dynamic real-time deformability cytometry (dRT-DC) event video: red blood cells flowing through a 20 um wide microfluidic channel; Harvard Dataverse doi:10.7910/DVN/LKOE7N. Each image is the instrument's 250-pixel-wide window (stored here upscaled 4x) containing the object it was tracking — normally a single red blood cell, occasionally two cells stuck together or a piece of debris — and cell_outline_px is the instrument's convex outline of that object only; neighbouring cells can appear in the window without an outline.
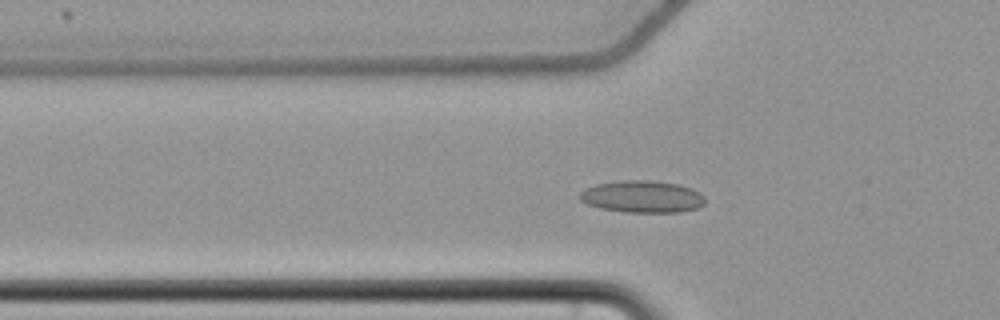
{"species": "common noctule bat (a hibernating species)", "species_latin": "Nyctalus noctula", "temperature_condition": "cold", "stored_images_in_passage": 58, "camera_frame_rate_fps": 3000, "um_per_image_px": 0.085, "animal": {"sex": "female", "body_mass_g": 22.7, "forearm_length_mm": 54.2}, "frame": {"image": 1, "passage_image": 21, "time_ms": 6.667, "image_size_px": [1000, 320], "cell_outline_px": [[704, 204], [696, 208], [680, 212], [624, 212], [600, 208], [588, 204], [580, 200], [576, 196], [580, 192], [596, 184], [624, 180], [648, 180], [680, 184], [692, 188], [700, 192], [704, 196]], "centroid_in_image_um": [54.59, 16.71], "position_along_channel_um": 71.2, "area_um2": 23.47}}
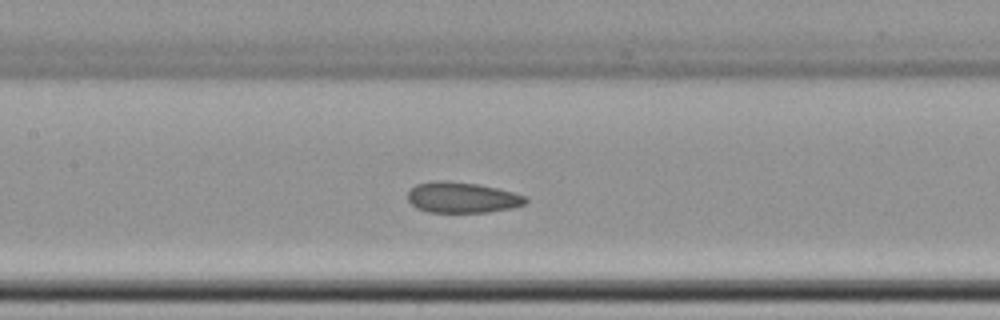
{"frame": {"image": 2, "passage_image": 29, "time_ms": 9.333, "image_size_px": [1000, 320], "cell_outline_px": [[528, 200], [524, 204], [512, 208], [488, 212], [428, 212], [416, 208], [408, 200], [408, 192], [416, 184], [436, 180], [448, 180], [476, 184], [496, 188], [528, 196]], "centroid_in_image_um": [39.28, 16.78], "position_along_channel_um": 168.1, "area_um2": 21.15}}
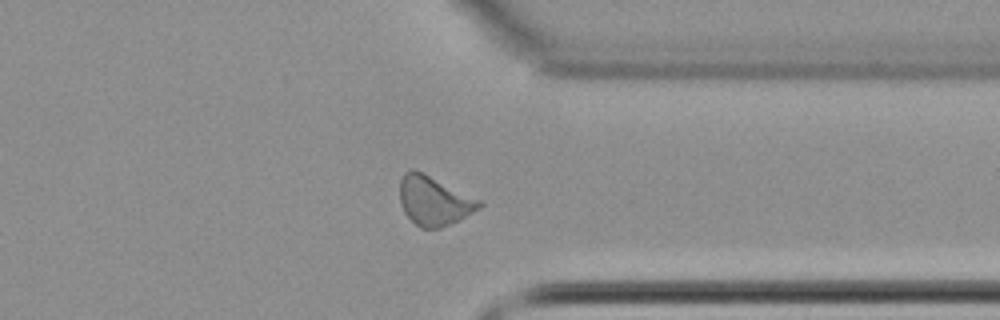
{"frame": {"image": 3, "passage_image": 46, "time_ms": 15.0, "image_size_px": [1000, 320], "cell_outline_px": [[484, 204], [480, 208], [440, 228], [420, 228], [404, 212], [400, 200], [400, 180], [404, 172], [412, 168], [480, 200]], "centroid_in_image_um": [36.85, 17.06], "position_along_channel_um": 374.5, "area_um2": 22.14}, "authors_computed_cell_mechanics": {"area_um2": 22.1663, "velocity_mm_per_s": 3.6755, "shape_relaxation_time_tau1_ms": null, "shape_relaxation_time_tau2_ms": 2.2766, "deformation_change_tau1": null, "deformation_change_tau2": 0.0726}}